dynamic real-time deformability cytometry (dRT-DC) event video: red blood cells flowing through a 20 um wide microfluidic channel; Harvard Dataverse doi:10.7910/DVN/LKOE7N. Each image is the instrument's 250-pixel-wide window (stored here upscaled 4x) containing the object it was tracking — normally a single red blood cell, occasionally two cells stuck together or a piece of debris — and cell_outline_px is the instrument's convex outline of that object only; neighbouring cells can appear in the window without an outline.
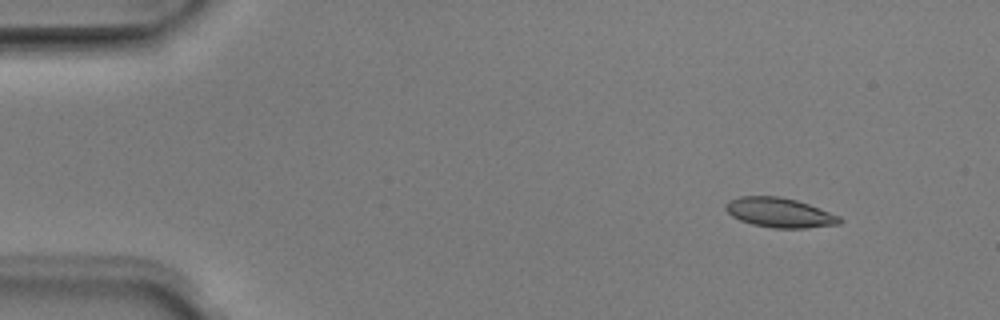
{"species": "Egyptian fruit bat (a non-hibernating species)", "species_latin": "Rousettus aegyptiacus", "temperature_condition": "room temperature", "stored_images_in_passage": 4, "camera_frame_rate_fps": 3000, "um_per_image_px": 0.085, "animal": {"sex": "male"}, "frame": {"image": 1, "passage_image": 2, "time_ms": 0.333, "image_size_px": [1000, 320], "cell_outline_px": [[844, 220], [840, 224], [804, 228], [772, 228], [752, 224], [740, 220], [732, 216], [724, 208], [724, 204], [728, 200], [740, 196], [780, 196], [796, 200], [808, 204], [840, 216]], "centroid_in_image_um": [66.25, 18.07], "position_along_channel_um": 18.8, "area_um2": 19.77}}
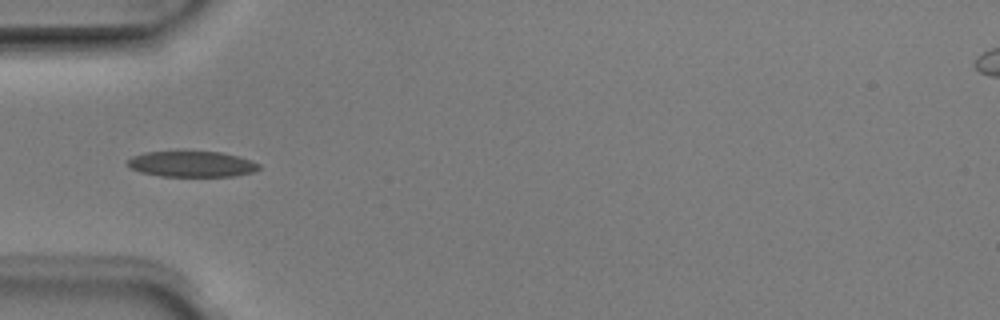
{"frame": {"image": 2, "passage_image": 4, "time_ms": 1.0, "image_size_px": [1000, 320], "cell_outline_px": [[260, 168], [252, 172], [232, 176], [160, 176], [140, 172], [128, 168], [124, 164], [124, 160], [132, 156], [144, 152], [176, 148], [220, 152], [252, 160], [260, 164]], "centroid_in_image_um": [16.16, 13.89], "position_along_channel_um": 68.8, "area_um2": 20.92}}